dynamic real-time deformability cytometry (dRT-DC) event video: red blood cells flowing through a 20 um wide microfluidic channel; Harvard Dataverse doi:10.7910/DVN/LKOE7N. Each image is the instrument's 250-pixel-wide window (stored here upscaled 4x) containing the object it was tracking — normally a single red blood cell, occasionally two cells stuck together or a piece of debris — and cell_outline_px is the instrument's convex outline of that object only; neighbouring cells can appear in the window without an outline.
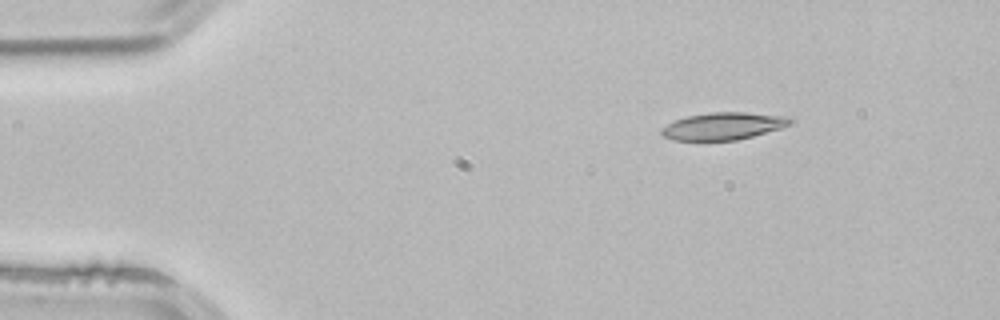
{"species": "common noctule bat (a hibernating species)", "species_latin": "Nyctalus noctula", "temperature_condition": "room temperature", "stored_images_in_passage": 47, "segment_of_instrument_passage": [1, 2], "camera_frame_rate_fps": 3000, "um_per_image_px": 0.085, "animal": {"sex": "male", "body_mass_g": 21.5, "forearm_length_mm": 52.0}, "frame": {"image": 1, "passage_image": 1, "time_ms": 0.0, "image_size_px": [1000, 320], "cell_outline_px": [[796, 120], [792, 124], [780, 128], [752, 136], [736, 140], [672, 140], [664, 136], [660, 132], [660, 128], [676, 120], [688, 116], [712, 112], [744, 112], [792, 116]], "centroid_in_image_um": [61.54, 10.7], "position_along_channel_um": 23.5, "area_um2": 20.52}}
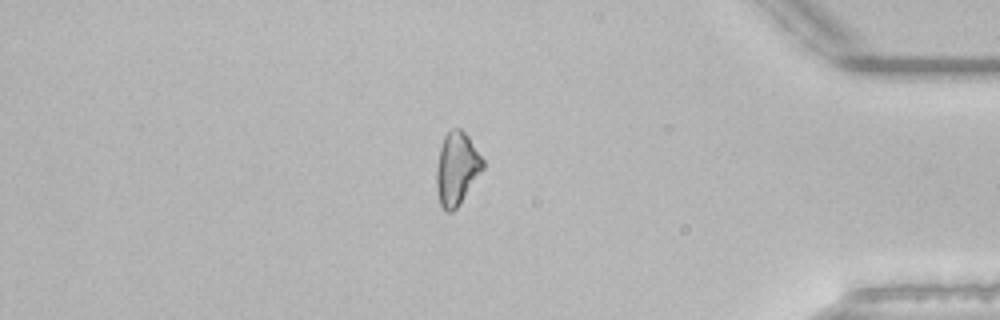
{"frame": {"image": 2, "passage_image": 38, "time_ms": 12.333, "image_size_px": [1000, 320], "cell_outline_px": [[484, 168], [456, 208], [452, 212], [448, 212], [440, 204], [436, 184], [436, 168], [440, 148], [444, 136], [452, 128], [460, 128], [468, 136], [484, 160]], "centroid_in_image_um": [38.82, 14.3], "position_along_channel_um": 396.4, "area_um2": 19.42}}
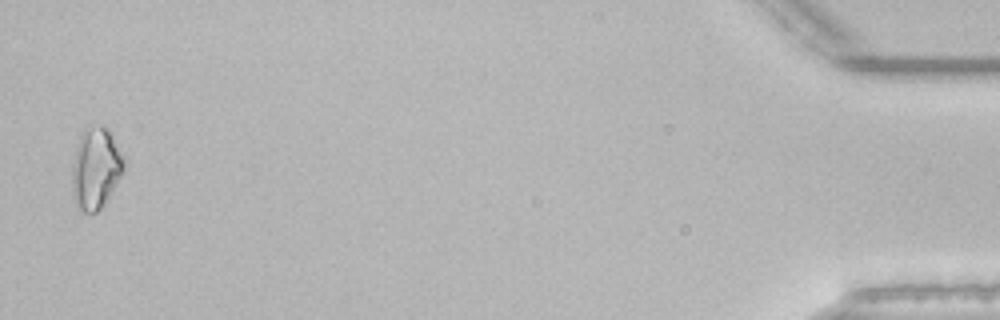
{"frame": {"image": 3, "passage_image": 45, "time_ms": 14.667, "image_size_px": [1000, 320], "cell_outline_px": [[124, 172], [104, 204], [96, 212], [80, 212], [76, 208], [72, 196], [72, 164], [76, 148], [80, 136], [84, 128], [100, 124], [104, 124], [108, 128], [124, 156]], "centroid_in_image_um": [8.13, 14.3], "position_along_channel_um": 427.1, "area_um2": 24.97}}